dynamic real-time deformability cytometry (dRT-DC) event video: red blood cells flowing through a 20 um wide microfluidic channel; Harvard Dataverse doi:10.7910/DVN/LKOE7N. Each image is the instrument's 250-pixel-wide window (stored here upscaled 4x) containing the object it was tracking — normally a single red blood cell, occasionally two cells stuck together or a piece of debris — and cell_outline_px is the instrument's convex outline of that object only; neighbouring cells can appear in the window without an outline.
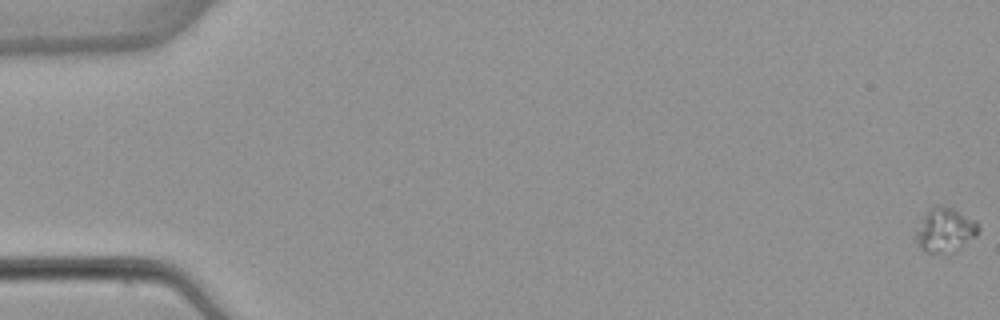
{"species": "common noctule bat (a hibernating species)", "species_latin": "Nyctalus noctula", "temperature_condition": "warm", "stored_images_in_passage": 7, "camera_frame_rate_fps": 3000, "um_per_image_px": 0.085, "animal": {"sex": "female", "body_mass_g": 22.7, "forearm_length_mm": 54.2}, "frame": {"image": 1, "passage_image": 1, "time_ms": 0.0, "image_size_px": [1000, 320], "cell_outline_px": [[980, 232], [976, 236], [952, 256], [928, 252], [920, 248], [916, 240], [916, 236], [924, 216], [928, 208], [936, 204], [940, 204], [952, 208], [976, 220], [980, 224]], "centroid_in_image_um": [80.4, 19.59], "position_along_channel_um": 4.6, "area_um2": 16.59}}
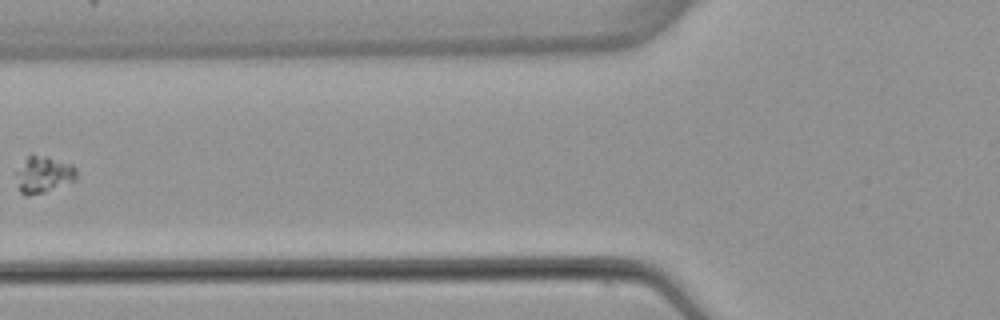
{"frame": {"image": 2, "passage_image": 6, "time_ms": 7.333, "image_size_px": [1000, 320], "cell_outline_px": [[76, 180], [44, 192], [28, 196], [24, 196], [20, 192], [16, 172], [28, 156], [32, 152], [48, 156], [72, 164], [76, 168]], "centroid_in_image_um": [3.71, 14.81], "position_along_channel_um": 122.1, "area_um2": 12.95}}
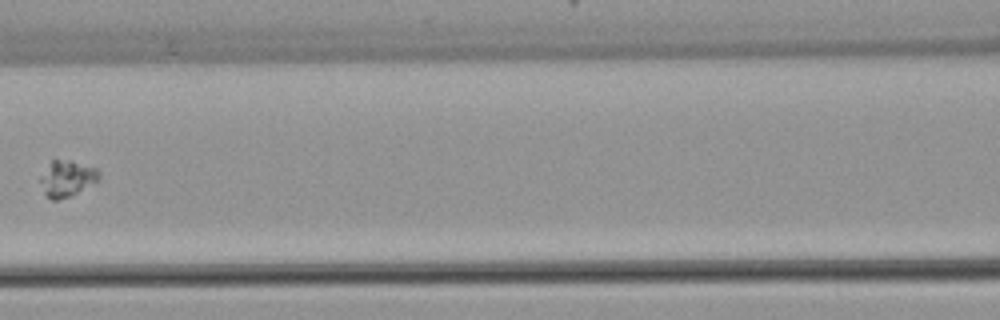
{"frame": {"image": 3, "passage_image": 7, "time_ms": 8.333, "image_size_px": [1000, 320], "cell_outline_px": [[100, 176], [96, 180], [72, 196], [56, 200], [52, 200], [44, 192], [40, 180], [52, 160], [72, 160], [96, 168], [100, 172]], "centroid_in_image_um": [5.71, 15.17], "position_along_channel_um": 160.9, "area_um2": 11.91}}